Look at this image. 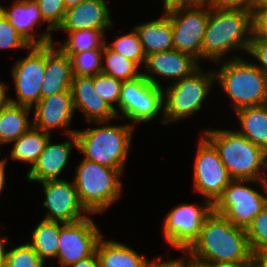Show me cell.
I'll list each match as a JSON object with an SVG mask.
<instances>
[{
  "label": "cell",
  "mask_w": 267,
  "mask_h": 267,
  "mask_svg": "<svg viewBox=\"0 0 267 267\" xmlns=\"http://www.w3.org/2000/svg\"><path fill=\"white\" fill-rule=\"evenodd\" d=\"M195 263L250 262L246 229L233 225L213 210L204 219L198 238L185 251Z\"/></svg>",
  "instance_id": "cell-1"
},
{
  "label": "cell",
  "mask_w": 267,
  "mask_h": 267,
  "mask_svg": "<svg viewBox=\"0 0 267 267\" xmlns=\"http://www.w3.org/2000/svg\"><path fill=\"white\" fill-rule=\"evenodd\" d=\"M251 40L250 9L226 7L210 1V14L202 43L201 59H211L221 63L219 61L230 51L244 49L248 52Z\"/></svg>",
  "instance_id": "cell-2"
},
{
  "label": "cell",
  "mask_w": 267,
  "mask_h": 267,
  "mask_svg": "<svg viewBox=\"0 0 267 267\" xmlns=\"http://www.w3.org/2000/svg\"><path fill=\"white\" fill-rule=\"evenodd\" d=\"M232 179L267 180V153L236 131L204 130ZM261 170V171H260ZM263 172V174H262Z\"/></svg>",
  "instance_id": "cell-3"
},
{
  "label": "cell",
  "mask_w": 267,
  "mask_h": 267,
  "mask_svg": "<svg viewBox=\"0 0 267 267\" xmlns=\"http://www.w3.org/2000/svg\"><path fill=\"white\" fill-rule=\"evenodd\" d=\"M94 123L102 126L75 132L77 149L84 154L83 159L124 170L134 125L113 126L106 121Z\"/></svg>",
  "instance_id": "cell-4"
},
{
  "label": "cell",
  "mask_w": 267,
  "mask_h": 267,
  "mask_svg": "<svg viewBox=\"0 0 267 267\" xmlns=\"http://www.w3.org/2000/svg\"><path fill=\"white\" fill-rule=\"evenodd\" d=\"M215 73V79L232 101L233 109L260 106L267 99V76L241 57L226 60Z\"/></svg>",
  "instance_id": "cell-5"
},
{
  "label": "cell",
  "mask_w": 267,
  "mask_h": 267,
  "mask_svg": "<svg viewBox=\"0 0 267 267\" xmlns=\"http://www.w3.org/2000/svg\"><path fill=\"white\" fill-rule=\"evenodd\" d=\"M74 178L81 204L90 214H99L110 207L120 196L124 170H117L83 159L77 166Z\"/></svg>",
  "instance_id": "cell-6"
},
{
  "label": "cell",
  "mask_w": 267,
  "mask_h": 267,
  "mask_svg": "<svg viewBox=\"0 0 267 267\" xmlns=\"http://www.w3.org/2000/svg\"><path fill=\"white\" fill-rule=\"evenodd\" d=\"M214 81V71L205 73L199 67L190 76L173 82L166 88V92H163L164 118L161 122H176L199 111L211 92Z\"/></svg>",
  "instance_id": "cell-7"
},
{
  "label": "cell",
  "mask_w": 267,
  "mask_h": 267,
  "mask_svg": "<svg viewBox=\"0 0 267 267\" xmlns=\"http://www.w3.org/2000/svg\"><path fill=\"white\" fill-rule=\"evenodd\" d=\"M249 181L261 184L266 195L246 186ZM266 206L267 180L237 179H233L227 185L222 195L212 205L215 213L223 215L233 225L243 228H246Z\"/></svg>",
  "instance_id": "cell-8"
},
{
  "label": "cell",
  "mask_w": 267,
  "mask_h": 267,
  "mask_svg": "<svg viewBox=\"0 0 267 267\" xmlns=\"http://www.w3.org/2000/svg\"><path fill=\"white\" fill-rule=\"evenodd\" d=\"M163 87L150 83L143 75L123 81L118 109L132 123L151 121L164 108Z\"/></svg>",
  "instance_id": "cell-9"
},
{
  "label": "cell",
  "mask_w": 267,
  "mask_h": 267,
  "mask_svg": "<svg viewBox=\"0 0 267 267\" xmlns=\"http://www.w3.org/2000/svg\"><path fill=\"white\" fill-rule=\"evenodd\" d=\"M167 13L173 29V50L188 53L199 61L209 20L210 1H203L193 7L177 8Z\"/></svg>",
  "instance_id": "cell-10"
},
{
  "label": "cell",
  "mask_w": 267,
  "mask_h": 267,
  "mask_svg": "<svg viewBox=\"0 0 267 267\" xmlns=\"http://www.w3.org/2000/svg\"><path fill=\"white\" fill-rule=\"evenodd\" d=\"M193 168L195 191L213 205L233 179L217 149L205 136L200 139Z\"/></svg>",
  "instance_id": "cell-11"
},
{
  "label": "cell",
  "mask_w": 267,
  "mask_h": 267,
  "mask_svg": "<svg viewBox=\"0 0 267 267\" xmlns=\"http://www.w3.org/2000/svg\"><path fill=\"white\" fill-rule=\"evenodd\" d=\"M202 205L180 204L166 215L163 234L172 247L185 252L198 238L204 219L213 210L208 200Z\"/></svg>",
  "instance_id": "cell-12"
},
{
  "label": "cell",
  "mask_w": 267,
  "mask_h": 267,
  "mask_svg": "<svg viewBox=\"0 0 267 267\" xmlns=\"http://www.w3.org/2000/svg\"><path fill=\"white\" fill-rule=\"evenodd\" d=\"M28 55L17 60L12 69L17 100L9 102L33 108L41 99L45 77V45H31Z\"/></svg>",
  "instance_id": "cell-13"
},
{
  "label": "cell",
  "mask_w": 267,
  "mask_h": 267,
  "mask_svg": "<svg viewBox=\"0 0 267 267\" xmlns=\"http://www.w3.org/2000/svg\"><path fill=\"white\" fill-rule=\"evenodd\" d=\"M102 234L88 216L72 223H62L58 241L57 259L62 266H69L95 253Z\"/></svg>",
  "instance_id": "cell-14"
},
{
  "label": "cell",
  "mask_w": 267,
  "mask_h": 267,
  "mask_svg": "<svg viewBox=\"0 0 267 267\" xmlns=\"http://www.w3.org/2000/svg\"><path fill=\"white\" fill-rule=\"evenodd\" d=\"M45 200L43 206L48 209L44 220L72 223L83 220L88 216L82 213L89 212L81 204L74 181L70 183L66 180H48L41 182Z\"/></svg>",
  "instance_id": "cell-15"
},
{
  "label": "cell",
  "mask_w": 267,
  "mask_h": 267,
  "mask_svg": "<svg viewBox=\"0 0 267 267\" xmlns=\"http://www.w3.org/2000/svg\"><path fill=\"white\" fill-rule=\"evenodd\" d=\"M198 62L192 55L177 50L155 52L146 56L144 66L149 75L145 72L142 75L150 83L162 87L153 74L176 82L196 71L200 67Z\"/></svg>",
  "instance_id": "cell-16"
},
{
  "label": "cell",
  "mask_w": 267,
  "mask_h": 267,
  "mask_svg": "<svg viewBox=\"0 0 267 267\" xmlns=\"http://www.w3.org/2000/svg\"><path fill=\"white\" fill-rule=\"evenodd\" d=\"M75 110H81L88 123L114 120L115 110L94 89V76L74 75L70 88Z\"/></svg>",
  "instance_id": "cell-17"
},
{
  "label": "cell",
  "mask_w": 267,
  "mask_h": 267,
  "mask_svg": "<svg viewBox=\"0 0 267 267\" xmlns=\"http://www.w3.org/2000/svg\"><path fill=\"white\" fill-rule=\"evenodd\" d=\"M75 132L76 130L72 129L66 131L65 134L70 138L66 142L53 144L50 139L48 140L37 162L26 174L28 181H39L41 183L48 180H58V176L66 167L71 149L73 147L77 148Z\"/></svg>",
  "instance_id": "cell-18"
},
{
  "label": "cell",
  "mask_w": 267,
  "mask_h": 267,
  "mask_svg": "<svg viewBox=\"0 0 267 267\" xmlns=\"http://www.w3.org/2000/svg\"><path fill=\"white\" fill-rule=\"evenodd\" d=\"M33 107V127L48 133L55 128L69 127L75 110L71 91L41 98Z\"/></svg>",
  "instance_id": "cell-19"
},
{
  "label": "cell",
  "mask_w": 267,
  "mask_h": 267,
  "mask_svg": "<svg viewBox=\"0 0 267 267\" xmlns=\"http://www.w3.org/2000/svg\"><path fill=\"white\" fill-rule=\"evenodd\" d=\"M105 0H84L66 9L64 19L57 30L78 31L84 29L104 30L113 26Z\"/></svg>",
  "instance_id": "cell-20"
},
{
  "label": "cell",
  "mask_w": 267,
  "mask_h": 267,
  "mask_svg": "<svg viewBox=\"0 0 267 267\" xmlns=\"http://www.w3.org/2000/svg\"><path fill=\"white\" fill-rule=\"evenodd\" d=\"M71 58L53 42L45 45V77L41 87V98L70 91L73 80Z\"/></svg>",
  "instance_id": "cell-21"
},
{
  "label": "cell",
  "mask_w": 267,
  "mask_h": 267,
  "mask_svg": "<svg viewBox=\"0 0 267 267\" xmlns=\"http://www.w3.org/2000/svg\"><path fill=\"white\" fill-rule=\"evenodd\" d=\"M0 11L30 45H46L53 42L45 33L39 35L38 39L35 37L34 27L44 21L35 0H15L10 9L0 5Z\"/></svg>",
  "instance_id": "cell-22"
},
{
  "label": "cell",
  "mask_w": 267,
  "mask_h": 267,
  "mask_svg": "<svg viewBox=\"0 0 267 267\" xmlns=\"http://www.w3.org/2000/svg\"><path fill=\"white\" fill-rule=\"evenodd\" d=\"M135 28L146 56L155 52L173 50V29L168 13Z\"/></svg>",
  "instance_id": "cell-23"
},
{
  "label": "cell",
  "mask_w": 267,
  "mask_h": 267,
  "mask_svg": "<svg viewBox=\"0 0 267 267\" xmlns=\"http://www.w3.org/2000/svg\"><path fill=\"white\" fill-rule=\"evenodd\" d=\"M95 253L99 260V267H146L148 260L132 248L111 240L97 243Z\"/></svg>",
  "instance_id": "cell-24"
},
{
  "label": "cell",
  "mask_w": 267,
  "mask_h": 267,
  "mask_svg": "<svg viewBox=\"0 0 267 267\" xmlns=\"http://www.w3.org/2000/svg\"><path fill=\"white\" fill-rule=\"evenodd\" d=\"M235 112L241 127L237 132L267 153V106L244 107Z\"/></svg>",
  "instance_id": "cell-25"
},
{
  "label": "cell",
  "mask_w": 267,
  "mask_h": 267,
  "mask_svg": "<svg viewBox=\"0 0 267 267\" xmlns=\"http://www.w3.org/2000/svg\"><path fill=\"white\" fill-rule=\"evenodd\" d=\"M31 108L8 102L0 111V143L16 141L26 133L33 124L29 122L28 115Z\"/></svg>",
  "instance_id": "cell-26"
},
{
  "label": "cell",
  "mask_w": 267,
  "mask_h": 267,
  "mask_svg": "<svg viewBox=\"0 0 267 267\" xmlns=\"http://www.w3.org/2000/svg\"><path fill=\"white\" fill-rule=\"evenodd\" d=\"M49 139H51L50 133L32 127L13 141L14 147L10 152V157L12 160L30 163L33 167Z\"/></svg>",
  "instance_id": "cell-27"
},
{
  "label": "cell",
  "mask_w": 267,
  "mask_h": 267,
  "mask_svg": "<svg viewBox=\"0 0 267 267\" xmlns=\"http://www.w3.org/2000/svg\"><path fill=\"white\" fill-rule=\"evenodd\" d=\"M62 223L42 219L33 230L32 240L29 244L43 261L46 258L57 257Z\"/></svg>",
  "instance_id": "cell-28"
},
{
  "label": "cell",
  "mask_w": 267,
  "mask_h": 267,
  "mask_svg": "<svg viewBox=\"0 0 267 267\" xmlns=\"http://www.w3.org/2000/svg\"><path fill=\"white\" fill-rule=\"evenodd\" d=\"M102 59L106 64L102 66L101 72L115 79L129 81L142 75V72H138L139 66L134 61L115 52L106 43L103 45Z\"/></svg>",
  "instance_id": "cell-29"
},
{
  "label": "cell",
  "mask_w": 267,
  "mask_h": 267,
  "mask_svg": "<svg viewBox=\"0 0 267 267\" xmlns=\"http://www.w3.org/2000/svg\"><path fill=\"white\" fill-rule=\"evenodd\" d=\"M69 38L59 47L70 58L79 52L103 49L106 42L104 33L96 29H84L78 31H68Z\"/></svg>",
  "instance_id": "cell-30"
},
{
  "label": "cell",
  "mask_w": 267,
  "mask_h": 267,
  "mask_svg": "<svg viewBox=\"0 0 267 267\" xmlns=\"http://www.w3.org/2000/svg\"><path fill=\"white\" fill-rule=\"evenodd\" d=\"M108 46L127 59L134 61L138 66L141 64L145 65L146 55L135 28L132 32L126 35L118 36V38Z\"/></svg>",
  "instance_id": "cell-31"
},
{
  "label": "cell",
  "mask_w": 267,
  "mask_h": 267,
  "mask_svg": "<svg viewBox=\"0 0 267 267\" xmlns=\"http://www.w3.org/2000/svg\"><path fill=\"white\" fill-rule=\"evenodd\" d=\"M73 74L95 76L102 71V49L82 51L71 57Z\"/></svg>",
  "instance_id": "cell-32"
},
{
  "label": "cell",
  "mask_w": 267,
  "mask_h": 267,
  "mask_svg": "<svg viewBox=\"0 0 267 267\" xmlns=\"http://www.w3.org/2000/svg\"><path fill=\"white\" fill-rule=\"evenodd\" d=\"M245 229L252 253H267V206Z\"/></svg>",
  "instance_id": "cell-33"
},
{
  "label": "cell",
  "mask_w": 267,
  "mask_h": 267,
  "mask_svg": "<svg viewBox=\"0 0 267 267\" xmlns=\"http://www.w3.org/2000/svg\"><path fill=\"white\" fill-rule=\"evenodd\" d=\"M122 84L123 81L102 72L94 76L95 92L115 110L117 117L119 114L113 102L118 106Z\"/></svg>",
  "instance_id": "cell-34"
},
{
  "label": "cell",
  "mask_w": 267,
  "mask_h": 267,
  "mask_svg": "<svg viewBox=\"0 0 267 267\" xmlns=\"http://www.w3.org/2000/svg\"><path fill=\"white\" fill-rule=\"evenodd\" d=\"M39 6L43 20L48 23L45 35L52 40V33L61 25L66 8L63 0H35Z\"/></svg>",
  "instance_id": "cell-35"
},
{
  "label": "cell",
  "mask_w": 267,
  "mask_h": 267,
  "mask_svg": "<svg viewBox=\"0 0 267 267\" xmlns=\"http://www.w3.org/2000/svg\"><path fill=\"white\" fill-rule=\"evenodd\" d=\"M44 262L27 242L6 254V267H43Z\"/></svg>",
  "instance_id": "cell-36"
},
{
  "label": "cell",
  "mask_w": 267,
  "mask_h": 267,
  "mask_svg": "<svg viewBox=\"0 0 267 267\" xmlns=\"http://www.w3.org/2000/svg\"><path fill=\"white\" fill-rule=\"evenodd\" d=\"M30 44L21 34L8 22L0 11V49L23 48L29 49Z\"/></svg>",
  "instance_id": "cell-37"
},
{
  "label": "cell",
  "mask_w": 267,
  "mask_h": 267,
  "mask_svg": "<svg viewBox=\"0 0 267 267\" xmlns=\"http://www.w3.org/2000/svg\"><path fill=\"white\" fill-rule=\"evenodd\" d=\"M248 54L260 62L255 65L267 76V38H252Z\"/></svg>",
  "instance_id": "cell-38"
},
{
  "label": "cell",
  "mask_w": 267,
  "mask_h": 267,
  "mask_svg": "<svg viewBox=\"0 0 267 267\" xmlns=\"http://www.w3.org/2000/svg\"><path fill=\"white\" fill-rule=\"evenodd\" d=\"M252 38H267V7L252 11Z\"/></svg>",
  "instance_id": "cell-39"
},
{
  "label": "cell",
  "mask_w": 267,
  "mask_h": 267,
  "mask_svg": "<svg viewBox=\"0 0 267 267\" xmlns=\"http://www.w3.org/2000/svg\"><path fill=\"white\" fill-rule=\"evenodd\" d=\"M204 0H164V12H168L177 8L193 7Z\"/></svg>",
  "instance_id": "cell-40"
},
{
  "label": "cell",
  "mask_w": 267,
  "mask_h": 267,
  "mask_svg": "<svg viewBox=\"0 0 267 267\" xmlns=\"http://www.w3.org/2000/svg\"><path fill=\"white\" fill-rule=\"evenodd\" d=\"M185 258L177 259V260H169V261H162V257L157 258L153 261H148L146 267H187V263H185Z\"/></svg>",
  "instance_id": "cell-41"
},
{
  "label": "cell",
  "mask_w": 267,
  "mask_h": 267,
  "mask_svg": "<svg viewBox=\"0 0 267 267\" xmlns=\"http://www.w3.org/2000/svg\"><path fill=\"white\" fill-rule=\"evenodd\" d=\"M214 2L226 7H244L251 11L255 9V0H215Z\"/></svg>",
  "instance_id": "cell-42"
},
{
  "label": "cell",
  "mask_w": 267,
  "mask_h": 267,
  "mask_svg": "<svg viewBox=\"0 0 267 267\" xmlns=\"http://www.w3.org/2000/svg\"><path fill=\"white\" fill-rule=\"evenodd\" d=\"M68 267H99V260L96 253H94L92 256L71 264Z\"/></svg>",
  "instance_id": "cell-43"
},
{
  "label": "cell",
  "mask_w": 267,
  "mask_h": 267,
  "mask_svg": "<svg viewBox=\"0 0 267 267\" xmlns=\"http://www.w3.org/2000/svg\"><path fill=\"white\" fill-rule=\"evenodd\" d=\"M248 262H211V263H197L204 267H243Z\"/></svg>",
  "instance_id": "cell-44"
},
{
  "label": "cell",
  "mask_w": 267,
  "mask_h": 267,
  "mask_svg": "<svg viewBox=\"0 0 267 267\" xmlns=\"http://www.w3.org/2000/svg\"><path fill=\"white\" fill-rule=\"evenodd\" d=\"M6 84L0 81V111L4 108V106L9 102V97H7V88Z\"/></svg>",
  "instance_id": "cell-45"
},
{
  "label": "cell",
  "mask_w": 267,
  "mask_h": 267,
  "mask_svg": "<svg viewBox=\"0 0 267 267\" xmlns=\"http://www.w3.org/2000/svg\"><path fill=\"white\" fill-rule=\"evenodd\" d=\"M8 237L5 235L4 238L0 239V267H6V250L5 244L7 243Z\"/></svg>",
  "instance_id": "cell-46"
},
{
  "label": "cell",
  "mask_w": 267,
  "mask_h": 267,
  "mask_svg": "<svg viewBox=\"0 0 267 267\" xmlns=\"http://www.w3.org/2000/svg\"><path fill=\"white\" fill-rule=\"evenodd\" d=\"M7 162V158L0 160V193L3 191L5 184V164Z\"/></svg>",
  "instance_id": "cell-47"
},
{
  "label": "cell",
  "mask_w": 267,
  "mask_h": 267,
  "mask_svg": "<svg viewBox=\"0 0 267 267\" xmlns=\"http://www.w3.org/2000/svg\"><path fill=\"white\" fill-rule=\"evenodd\" d=\"M253 260L260 267H267V253H259V254L253 255Z\"/></svg>",
  "instance_id": "cell-48"
},
{
  "label": "cell",
  "mask_w": 267,
  "mask_h": 267,
  "mask_svg": "<svg viewBox=\"0 0 267 267\" xmlns=\"http://www.w3.org/2000/svg\"><path fill=\"white\" fill-rule=\"evenodd\" d=\"M64 1V6L66 9L77 6L80 2L84 0H63Z\"/></svg>",
  "instance_id": "cell-49"
},
{
  "label": "cell",
  "mask_w": 267,
  "mask_h": 267,
  "mask_svg": "<svg viewBox=\"0 0 267 267\" xmlns=\"http://www.w3.org/2000/svg\"><path fill=\"white\" fill-rule=\"evenodd\" d=\"M267 7V0H255V9Z\"/></svg>",
  "instance_id": "cell-50"
},
{
  "label": "cell",
  "mask_w": 267,
  "mask_h": 267,
  "mask_svg": "<svg viewBox=\"0 0 267 267\" xmlns=\"http://www.w3.org/2000/svg\"><path fill=\"white\" fill-rule=\"evenodd\" d=\"M187 267H204V266L193 262L190 258L189 261L187 260Z\"/></svg>",
  "instance_id": "cell-51"
},
{
  "label": "cell",
  "mask_w": 267,
  "mask_h": 267,
  "mask_svg": "<svg viewBox=\"0 0 267 267\" xmlns=\"http://www.w3.org/2000/svg\"><path fill=\"white\" fill-rule=\"evenodd\" d=\"M243 267H260V266L252 259L250 262L244 264Z\"/></svg>",
  "instance_id": "cell-52"
}]
</instances>
